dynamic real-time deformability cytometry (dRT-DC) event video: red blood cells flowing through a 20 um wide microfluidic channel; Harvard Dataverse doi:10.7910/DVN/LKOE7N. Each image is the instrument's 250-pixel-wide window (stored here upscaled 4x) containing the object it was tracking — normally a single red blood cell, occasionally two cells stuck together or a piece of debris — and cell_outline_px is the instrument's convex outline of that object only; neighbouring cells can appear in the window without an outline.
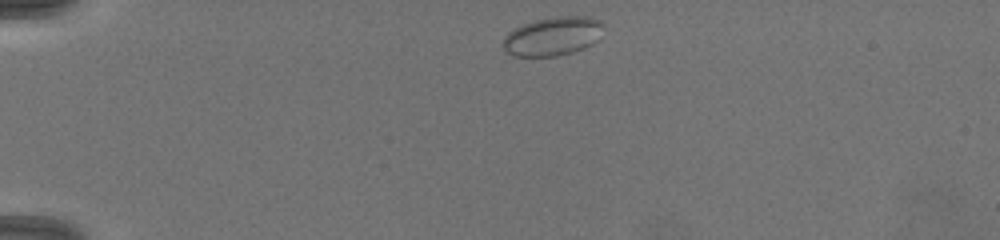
{"species": "common noctule bat (a hibernating species)", "species_latin": "Nyctalus noctula", "temperature_condition": "warm", "stored_images_in_passage": 33, "camera_frame_rate_fps": 3000, "um_per_image_px": 0.085, "animal": {"sex": "female", "body_mass_g": 19.5, "forearm_length_mm": 54.1}, "frame": {"image": 1, "passage_image": 1, "time_ms": 0.0, "image_size_px": [1000, 240], "cell_outline_px": [[600, 24], [596, 40], [584, 48], [572, 52], [556, 56], [512, 56], [500, 44], [504, 36], [508, 32], [524, 24], [536, 20], [552, 16], [584, 16], [600, 20]], "centroid_in_image_um": [46.89, 3.09], "position_along_channel_um": 38.1, "area_um2": 22.31}}
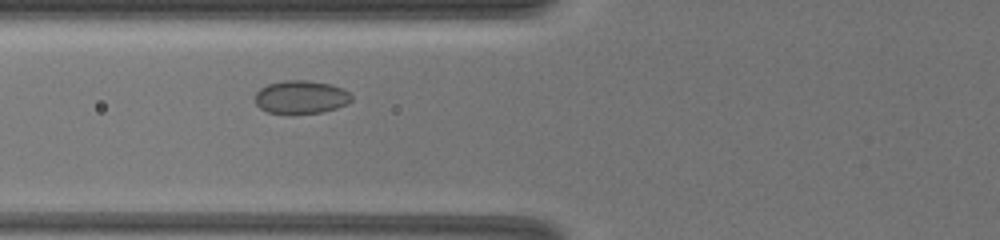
{"frame": {"image": 2, "passage_image": 19, "time_ms": 3.0, "image_size_px": [1000, 240], "cell_outline_px": [[352, 100], [336, 108], [320, 112], [292, 116], [288, 116], [268, 112], [260, 108], [256, 104], [256, 92], [260, 88], [268, 84], [284, 80], [308, 80], [332, 84], [348, 92], [352, 96]], "centroid_in_image_um": [25.54, 8.28], "position_along_channel_um": 100.3, "area_um2": 19.02}}
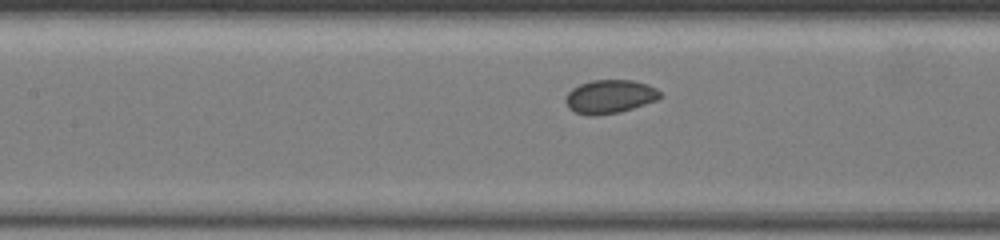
{"frame": {"image": 3, "passage_image": 28, "time_ms": 4.333, "image_size_px": [1000, 240], "cell_outline_px": [[660, 96], [656, 100], [620, 112], [596, 116], [588, 116], [576, 112], [568, 108], [564, 100], [568, 92], [572, 88], [580, 84], [592, 80], [632, 80], [648, 84], [656, 88], [660, 92]], "centroid_in_image_um": [51.8, 8.21], "position_along_channel_um": 155.6, "area_um2": 18.5}}